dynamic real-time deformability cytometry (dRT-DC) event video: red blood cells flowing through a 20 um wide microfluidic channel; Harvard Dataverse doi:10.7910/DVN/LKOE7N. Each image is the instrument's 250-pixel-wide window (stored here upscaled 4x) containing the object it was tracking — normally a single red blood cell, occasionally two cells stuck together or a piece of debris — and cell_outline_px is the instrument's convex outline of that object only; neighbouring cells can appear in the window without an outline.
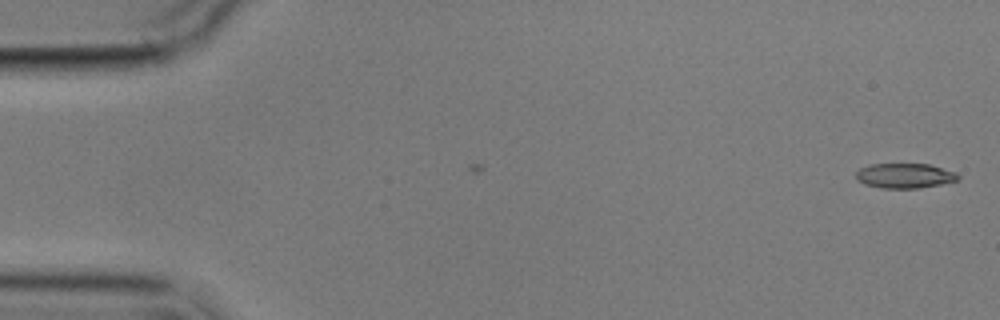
{"species": "common noctule bat (a hibernating species)", "species_latin": "Nyctalus noctula", "temperature_condition": "cold", "stored_images_in_passage": 2, "camera_frame_rate_fps": 3000, "um_per_image_px": 0.085, "animal": {"sex": "male", "body_mass_g": 17.9}, "frame": {"image": 1, "passage_image": 2, "time_ms": 1.333, "image_size_px": [1000, 320], "cell_outline_px": [[960, 180], [920, 188], [880, 188], [864, 184], [856, 180], [856, 172], [860, 168], [868, 164], [928, 164], [956, 172], [960, 176]], "centroid_in_image_um": [76.89, 14.94], "position_along_channel_um": 8.1, "area_um2": 14.91}}